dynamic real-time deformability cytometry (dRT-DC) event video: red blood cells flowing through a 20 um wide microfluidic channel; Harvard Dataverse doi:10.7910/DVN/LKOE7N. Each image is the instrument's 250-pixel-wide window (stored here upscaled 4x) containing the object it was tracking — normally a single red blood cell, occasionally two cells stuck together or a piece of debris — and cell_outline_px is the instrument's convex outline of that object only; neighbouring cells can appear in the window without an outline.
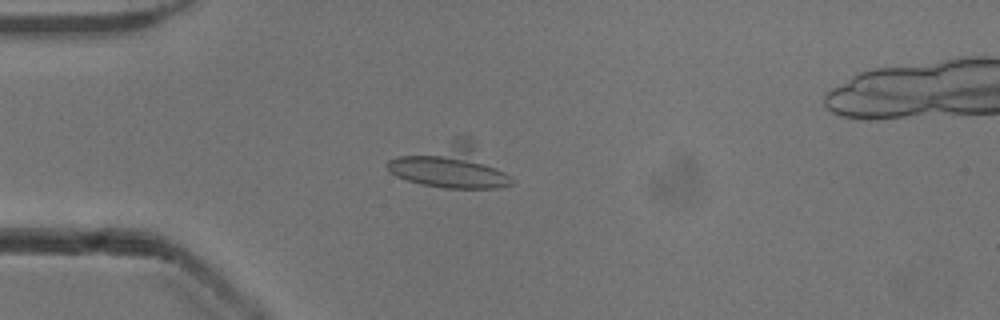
{"species": "common noctule bat (a hibernating species)", "species_latin": "Nyctalus noctula", "temperature_condition": "cold", "stored_images_in_passage": 34, "camera_frame_rate_fps": 3000, "um_per_image_px": 0.085, "animal": {"sex": "male", "body_mass_g": 13.3}, "frame": {"image": 1, "passage_image": 15, "time_ms": 4.667, "image_size_px": [1000, 320], "cell_outline_px": [[512, 184], [496, 188], [444, 188], [420, 184], [396, 176], [384, 164], [388, 160], [456, 136], [468, 136], [512, 180]], "centroid_in_image_um": [38.26, 14.11], "position_along_channel_um": 46.7, "area_um2": 30.92}}
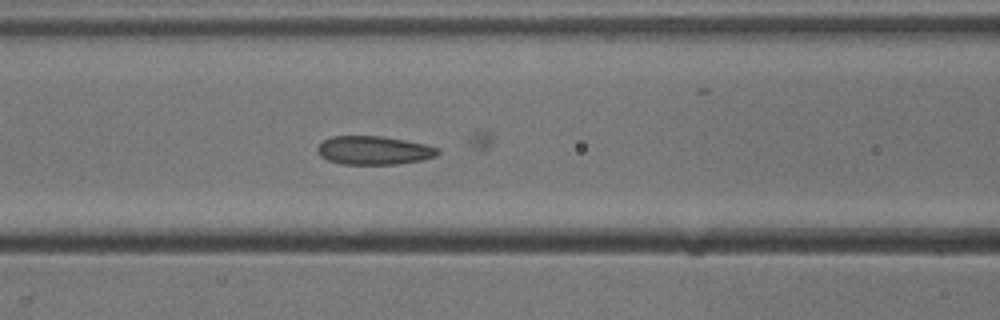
{"frame": {"image": 2, "passage_image": 23, "time_ms": 7.333, "image_size_px": [1000, 320], "cell_outline_px": [[440, 152], [436, 156], [420, 160], [396, 164], [340, 164], [328, 160], [320, 156], [316, 152], [316, 148], [324, 140], [332, 136], [380, 136], [404, 140], [424, 144], [440, 148]], "centroid_in_image_um": [31.75, 12.78], "position_along_channel_um": 134.8, "area_um2": 20.0}}
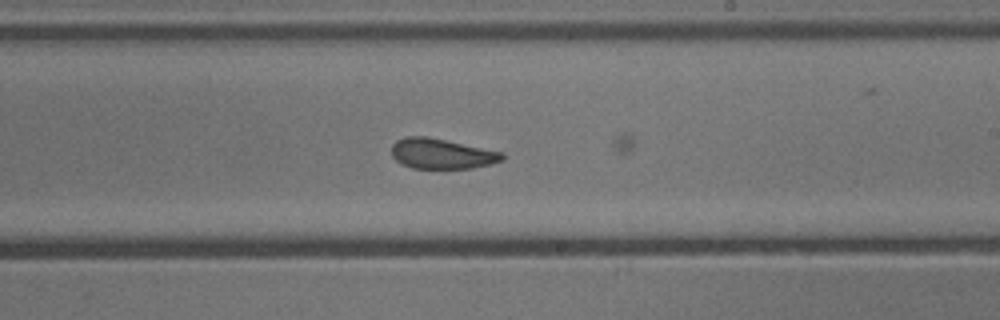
{"frame": {"image": 3, "passage_image": 32, "time_ms": 10.333, "image_size_px": [1000, 320], "cell_outline_px": [[504, 160], [492, 164], [472, 168], [412, 168], [400, 164], [392, 156], [392, 144], [396, 140], [404, 136], [428, 136], [504, 152]], "centroid_in_image_um": [37.54, 13.06], "position_along_channel_um": 251.5, "area_um2": 19.77}}